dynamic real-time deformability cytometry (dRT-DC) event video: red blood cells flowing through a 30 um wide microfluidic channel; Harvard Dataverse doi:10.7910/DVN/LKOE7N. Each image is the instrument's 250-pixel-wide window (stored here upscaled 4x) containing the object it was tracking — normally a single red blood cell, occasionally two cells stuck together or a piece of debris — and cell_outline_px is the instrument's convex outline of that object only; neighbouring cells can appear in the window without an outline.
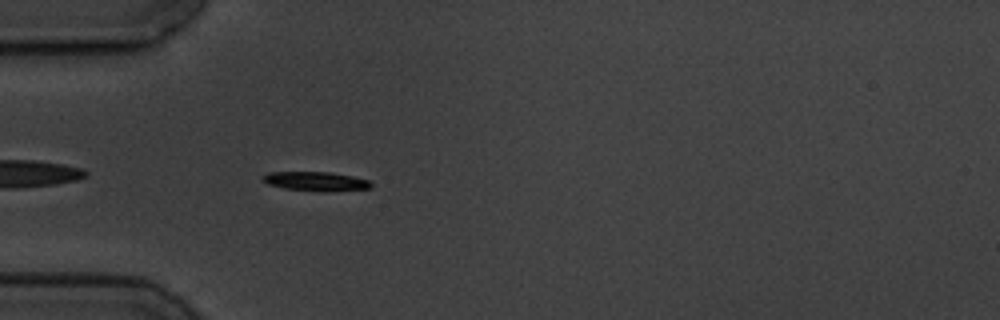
{"species": "common noctule bat (a hibernating species)", "species_latin": "Nyctalus noctula", "temperature_condition": "cold", "stored_images_in_passage": 5, "camera_frame_rate_fps": 3000, "um_per_image_px": 0.085, "animal": {"sex": "male", "body_mass_g": 19.5, "forearm_length_mm": 54.6}, "frame": {"image": 1, "passage_image": 5, "time_ms": 5.333, "image_size_px": [1000, 320], "cell_outline_px": [[372, 188], [284, 188], [268, 184], [260, 176], [268, 172], [328, 172], [352, 176], [368, 180], [372, 184]], "centroid_in_image_um": [26.73, 15.33], "position_along_channel_um": 58.3, "area_um2": 10.81}}